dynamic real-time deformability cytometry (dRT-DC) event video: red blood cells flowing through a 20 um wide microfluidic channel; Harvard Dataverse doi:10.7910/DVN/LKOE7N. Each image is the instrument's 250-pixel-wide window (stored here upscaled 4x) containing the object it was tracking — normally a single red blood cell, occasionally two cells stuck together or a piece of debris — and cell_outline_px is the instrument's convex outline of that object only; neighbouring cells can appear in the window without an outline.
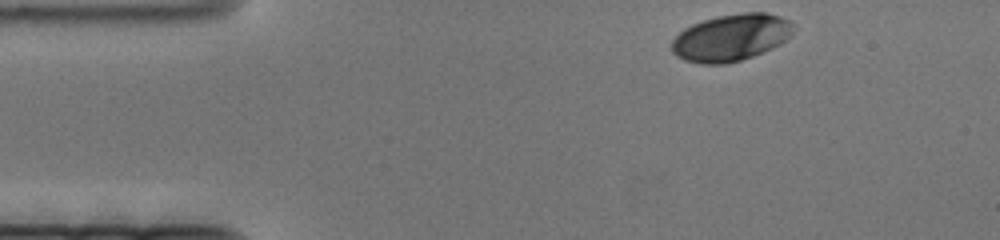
{"species": "human", "species_latin": "Homo sapiens", "temperature_condition": "cold", "stored_images_in_passage": 64, "camera_frame_rate_fps": 3000, "um_per_image_px": 0.085, "donor": {"sex": "female"}, "frame": {"image": 1, "passage_image": 1, "time_ms": 0.0, "image_size_px": [1000, 240], "cell_outline_px": [[792, 32], [780, 44], [772, 48], [752, 56], [740, 60], [724, 64], [704, 64], [684, 60], [676, 56], [672, 52], [672, 40], [684, 28], [692, 24], [716, 16], [744, 12], [764, 12], [780, 16], [788, 20], [792, 24]], "centroid_in_image_um": [62.1, 3.19], "position_along_channel_um": 22.9, "area_um2": 33.0}}
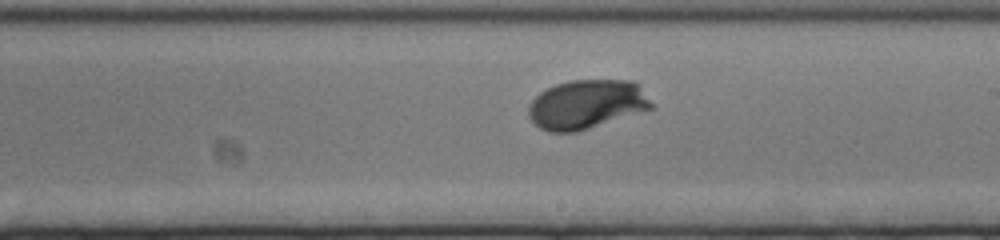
{"frame": {"image": 2, "passage_image": 35, "time_ms": 11.333, "image_size_px": [1000, 240], "cell_outline_px": [[652, 108], [576, 132], [548, 132], [540, 128], [528, 116], [528, 104], [540, 92], [556, 84], [568, 80], [632, 80], [640, 84], [652, 104]], "centroid_in_image_um": [49.84, 8.85], "position_along_channel_um": 239.2, "area_um2": 35.03}}
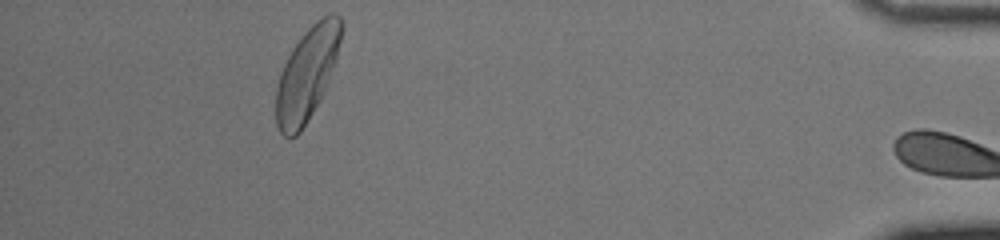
{"frame": {"image": 3, "passage_image": 63, "time_ms": 20.667, "image_size_px": [1000, 240], "cell_outline_px": [[344, 28], [336, 56], [324, 92], [320, 100], [308, 120], [300, 132], [296, 136], [284, 136], [280, 132], [276, 124], [276, 88], [280, 72], [292, 48], [304, 32], [316, 20], [328, 12], [336, 12], [340, 16], [344, 24]], "centroid_in_image_um": [26.1, 6.24], "position_along_channel_um": 409.1, "area_um2": 35.37}}